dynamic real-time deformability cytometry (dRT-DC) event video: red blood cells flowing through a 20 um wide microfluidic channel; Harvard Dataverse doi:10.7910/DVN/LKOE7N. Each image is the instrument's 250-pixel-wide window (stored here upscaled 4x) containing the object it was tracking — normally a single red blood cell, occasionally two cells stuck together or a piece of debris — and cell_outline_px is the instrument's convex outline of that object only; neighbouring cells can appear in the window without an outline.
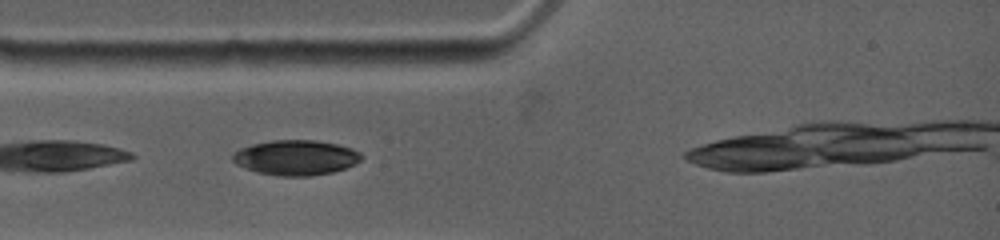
{"species": "common noctule bat (a hibernating species)", "species_latin": "Nyctalus noctula", "temperature_condition": "warm", "stored_images_in_passage": 9, "camera_frame_rate_fps": 4500, "um_per_image_px": 0.085, "animal": {"sex": "female", "body_mass_g": 19.0, "forearm_length_mm": 53.3}, "frame": {"image": 1, "passage_image": 2, "time_ms": 0.444, "image_size_px": [1000, 240], "cell_outline_px": [[364, 156], [360, 160], [344, 168], [332, 172], [308, 176], [276, 176], [256, 172], [244, 168], [236, 164], [232, 160], [232, 152], [240, 148], [252, 144], [272, 140], [316, 140], [336, 144], [352, 148], [360, 152]], "centroid_in_image_um": [25.1, 13.39], "position_along_channel_um": 59.9, "area_um2": 26.41}}